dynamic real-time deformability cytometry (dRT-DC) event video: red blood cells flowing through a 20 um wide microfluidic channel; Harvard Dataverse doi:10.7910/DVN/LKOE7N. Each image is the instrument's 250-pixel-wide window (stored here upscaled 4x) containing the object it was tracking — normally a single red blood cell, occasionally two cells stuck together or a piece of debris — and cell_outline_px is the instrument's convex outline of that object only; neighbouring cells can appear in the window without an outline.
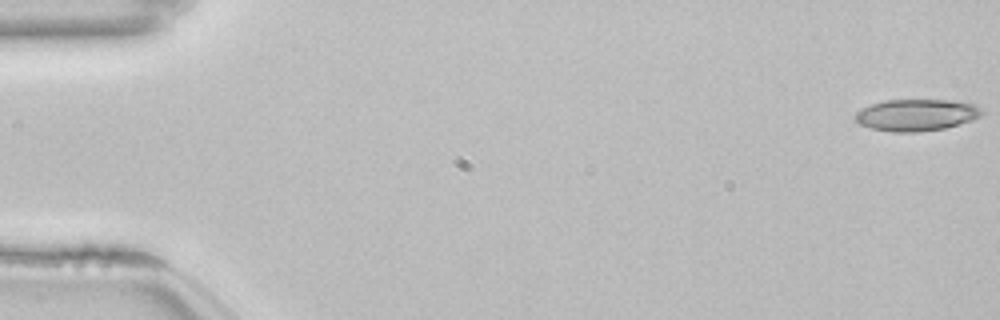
{"species": "common noctule bat (a hibernating species)", "species_latin": "Nyctalus noctula", "temperature_condition": "room temperature", "stored_images_in_passage": 54, "camera_frame_rate_fps": 3000, "um_per_image_px": 0.085, "animal": {"sex": "female", "body_mass_g": 22.7, "forearm_length_mm": 54.2}, "frame": {"image": 1, "passage_image": 1, "time_ms": 0.0, "image_size_px": [1000, 320], "cell_outline_px": [[984, 112], [980, 116], [972, 120], [944, 128], [920, 132], [892, 132], [872, 128], [860, 124], [852, 116], [856, 112], [872, 104], [884, 100], [952, 100], [976, 104]], "centroid_in_image_um": [77.9, 9.77], "position_along_channel_um": 7.1, "area_um2": 23.41}}
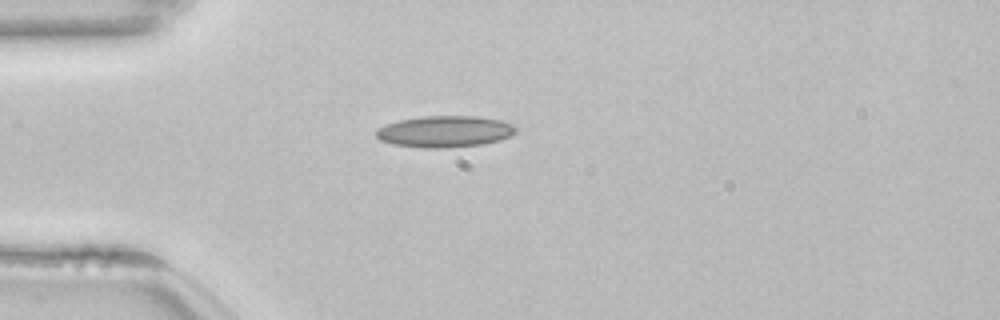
{"frame": {"image": 2, "passage_image": 15, "time_ms": 4.667, "image_size_px": [1000, 320], "cell_outline_px": [[516, 132], [500, 140], [484, 144], [444, 148], [424, 148], [396, 144], [380, 140], [376, 136], [376, 132], [380, 128], [388, 124], [400, 120], [424, 116], [476, 116], [500, 120], [512, 124], [516, 128]], "centroid_in_image_um": [37.84, 11.18], "position_along_channel_um": 47.2, "area_um2": 25.32}}
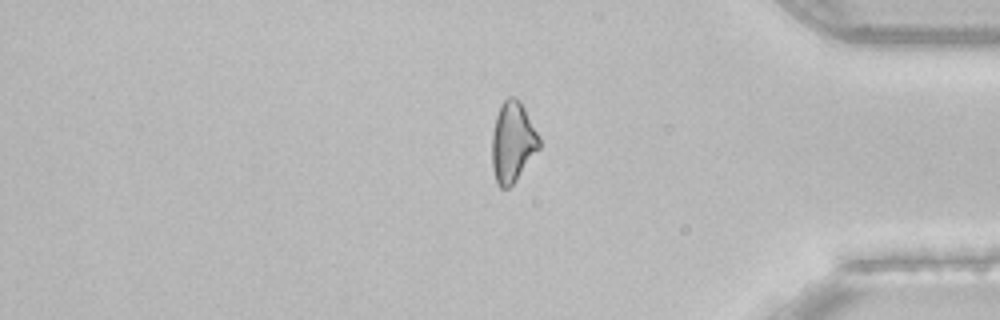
{"frame": {"image": 3, "passage_image": 45, "time_ms": 14.667, "image_size_px": [1000, 320], "cell_outline_px": [[540, 148], [516, 180], [508, 188], [500, 188], [496, 184], [492, 168], [492, 132], [496, 116], [500, 104], [508, 96], [516, 96], [520, 100], [540, 140]], "centroid_in_image_um": [43.55, 12.08], "position_along_channel_um": 391.7, "area_um2": 22.14}, "authors_computed_cell_mechanics": {"area_um2": 22.7732, "velocity_mm_per_s": 3.8527, "shape_relaxation_time_tau1_ms": null, "shape_relaxation_time_tau2_ms": 4.7057, "deformation_change_tau1": null, "deformation_change_tau2": 0.1476}}